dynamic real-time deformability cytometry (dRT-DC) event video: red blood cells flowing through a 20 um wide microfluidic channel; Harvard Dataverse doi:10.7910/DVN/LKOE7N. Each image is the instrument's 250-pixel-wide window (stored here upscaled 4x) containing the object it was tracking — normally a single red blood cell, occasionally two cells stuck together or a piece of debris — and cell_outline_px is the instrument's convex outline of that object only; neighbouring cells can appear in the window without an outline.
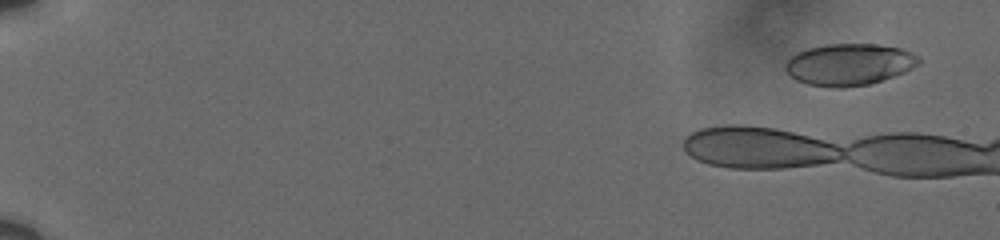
{"species": "human", "species_latin": "Homo sapiens", "temperature_condition": "cold", "stored_images_in_passage": 6, "camera_frame_rate_fps": 3000, "um_per_image_px": 0.085, "donor": {"sex": "male"}, "frame": {"image": 1, "passage_image": 2, "time_ms": 0.333, "image_size_px": [1000, 240], "cell_outline_px": [[836, 148], [828, 160], [804, 164], [764, 164], [700, 132], [712, 128], [764, 128], [784, 132], [816, 140], [828, 144]], "centroid_in_image_um": [65.66, 12.37], "position_along_channel_um": 19.3, "area_um2": 22.48}}